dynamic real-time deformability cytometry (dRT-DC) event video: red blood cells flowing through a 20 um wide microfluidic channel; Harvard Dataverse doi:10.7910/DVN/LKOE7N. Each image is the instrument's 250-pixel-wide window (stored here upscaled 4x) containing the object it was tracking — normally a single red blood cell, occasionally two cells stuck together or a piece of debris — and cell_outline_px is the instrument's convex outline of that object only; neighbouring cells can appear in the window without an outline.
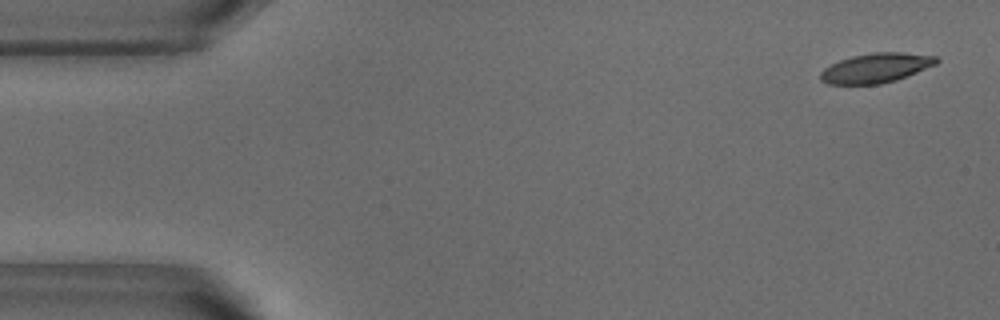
{"species": "common noctule bat (a hibernating species)", "species_latin": "Nyctalus noctula", "temperature_condition": "warm", "stored_images_in_passage": 51, "camera_frame_rate_fps": 3000, "um_per_image_px": 0.085, "animal": {"sex": "male", "body_mass_g": 18.8}, "frame": {"image": 1, "passage_image": 1, "time_ms": 0.0, "image_size_px": [1000, 320], "cell_outline_px": [[940, 60], [936, 64], [896, 80], [880, 84], [828, 84], [820, 80], [820, 72], [824, 68], [840, 60], [852, 56], [872, 52], [900, 52], [936, 56]], "centroid_in_image_um": [74.44, 5.77], "position_along_channel_um": 10.6, "area_um2": 19.88}}
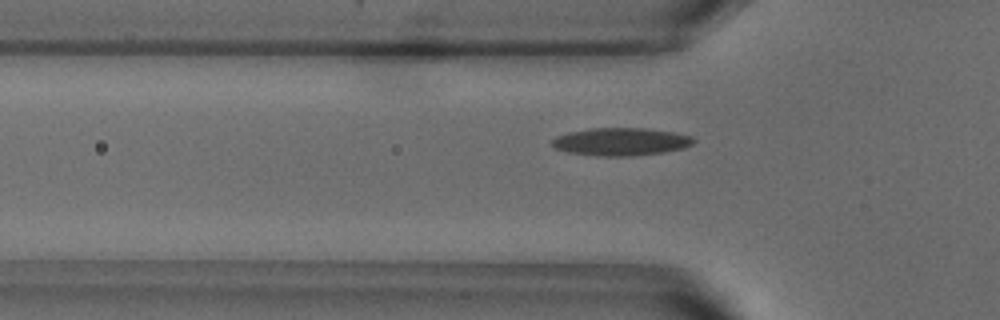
{"frame": {"image": 2, "passage_image": 15, "time_ms": 4.667, "image_size_px": [1000, 320], "cell_outline_px": [[696, 140], [692, 144], [684, 148], [664, 152], [632, 156], [600, 156], [568, 152], [556, 148], [552, 144], [552, 140], [556, 136], [568, 132], [588, 128], [644, 128], [676, 132], [692, 136]], "centroid_in_image_um": [52.8, 12.03], "position_along_channel_um": 73.0, "area_um2": 23.0}}
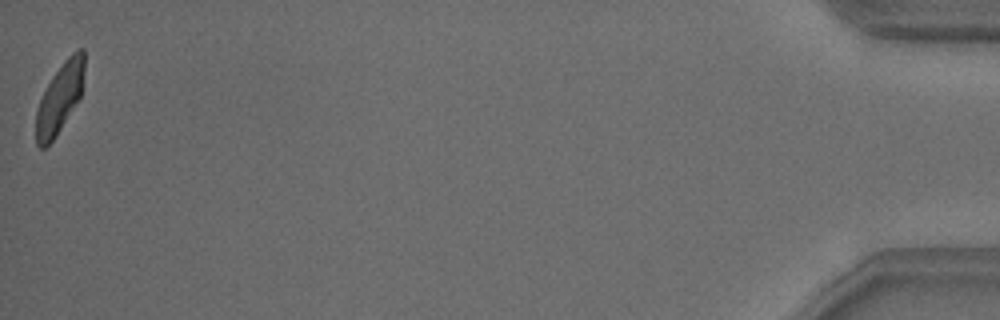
{"frame": {"image": 3, "passage_image": 51, "time_ms": 16.667, "image_size_px": [1000, 320], "cell_outline_px": [[84, 72], [80, 96], [56, 136], [44, 148], [40, 148], [36, 144], [36, 108], [52, 76], [64, 60], [76, 48], [84, 48]], "centroid_in_image_um": [5.07, 8.3], "position_along_channel_um": 430.1, "area_um2": 19.36}, "authors_computed_cell_mechanics": {"area_um2": 21.0392, "velocity_mm_per_s": 3.7988, "shape_relaxation_time_tau1_ms": 5.2189, "shape_relaxation_time_tau2_ms": 2.1876, "deformation_change_tau1": 0.1653, "deformation_change_tau2": 0.0822}}